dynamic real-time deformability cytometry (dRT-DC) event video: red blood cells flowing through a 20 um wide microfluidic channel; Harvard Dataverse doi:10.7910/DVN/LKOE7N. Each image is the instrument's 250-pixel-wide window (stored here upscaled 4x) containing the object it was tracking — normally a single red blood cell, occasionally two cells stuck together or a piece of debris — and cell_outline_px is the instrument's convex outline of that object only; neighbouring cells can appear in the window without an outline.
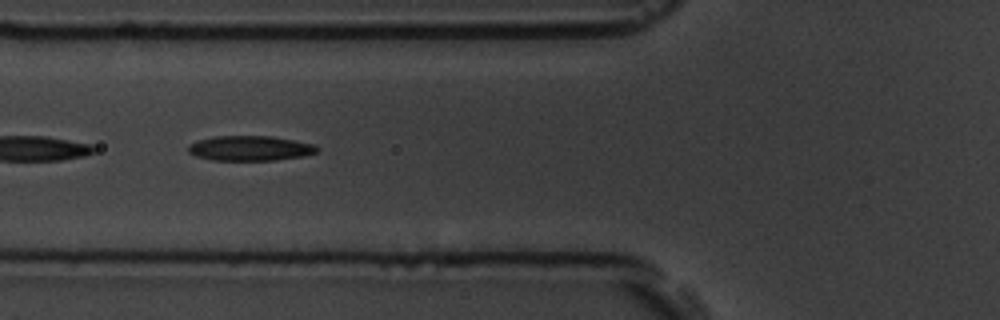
{"species": "common noctule bat (a hibernating species)", "species_latin": "Nyctalus noctula", "temperature_condition": "room temperature", "stored_images_in_passage": 9, "camera_frame_rate_fps": 3000, "um_per_image_px": 0.085, "animal": {"sex": "male", "body_mass_g": 19.5, "forearm_length_mm": 54.6}, "frame": {"image": 1, "passage_image": 8, "time_ms": 8.333, "image_size_px": [1000, 320], "cell_outline_px": [[320, 148], [316, 152], [304, 156], [276, 160], [212, 160], [196, 156], [188, 152], [188, 148], [196, 140], [212, 136], [272, 136], [316, 144]], "centroid_in_image_um": [21.28, 12.6], "position_along_channel_um": 104.5, "area_um2": 18.84}}
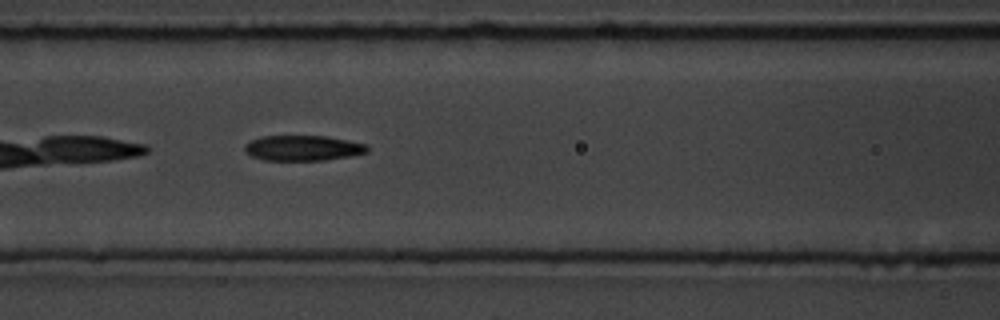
{"frame": {"image": 2, "passage_image": 9, "time_ms": 9.333, "image_size_px": [1000, 320], "cell_outline_px": [[368, 152], [352, 156], [324, 160], [264, 160], [252, 156], [244, 152], [244, 144], [260, 136], [328, 136], [368, 144]], "centroid_in_image_um": [25.76, 12.58], "position_along_channel_um": 140.8, "area_um2": 18.26}}